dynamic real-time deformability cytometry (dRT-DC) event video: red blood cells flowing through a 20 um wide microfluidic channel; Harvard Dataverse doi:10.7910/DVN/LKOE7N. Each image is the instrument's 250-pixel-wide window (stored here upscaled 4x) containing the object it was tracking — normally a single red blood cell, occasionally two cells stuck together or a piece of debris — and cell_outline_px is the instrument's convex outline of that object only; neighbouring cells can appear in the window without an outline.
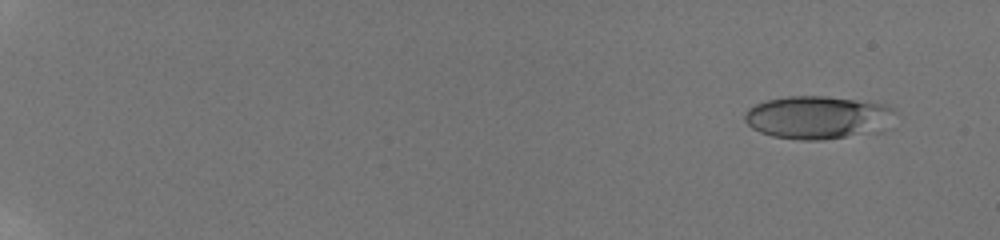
{"species": "human", "species_latin": "Homo sapiens", "temperature_condition": "room temperature", "stored_images_in_passage": 12, "camera_frame_rate_fps": 3000, "um_per_image_px": 0.085, "donor": {"sex": "male"}, "frame": {"image": 1, "passage_image": 2, "time_ms": 0.667, "image_size_px": [1000, 240], "cell_outline_px": [[896, 108], [884, 132], [824, 140], [800, 140], [772, 136], [760, 132], [752, 128], [744, 120], [744, 116], [748, 108], [764, 100], [788, 96], [824, 96], [856, 100], [884, 104]], "centroid_in_image_um": [69.53, 9.99], "position_along_channel_um": 15.5, "area_um2": 38.15}}
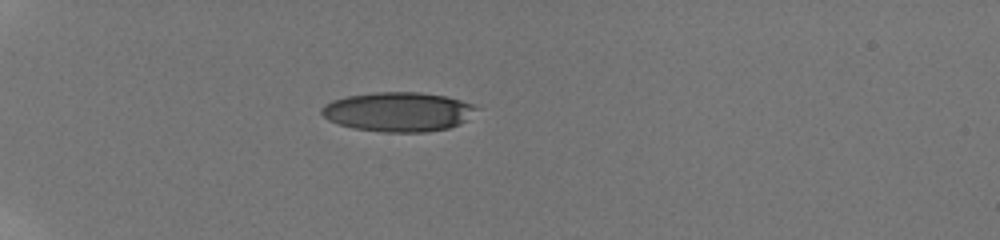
{"frame": {"image": 2, "passage_image": 8, "time_ms": 5.667, "image_size_px": [1000, 240], "cell_outline_px": [[480, 108], [468, 120], [460, 124], [448, 128], [424, 132], [384, 132], [356, 128], [340, 124], [328, 120], [320, 112], [320, 108], [324, 104], [332, 100], [348, 96], [376, 92], [420, 92], [444, 96], [460, 100], [472, 104]], "centroid_in_image_um": [33.87, 9.5], "position_along_channel_um": 51.1, "area_um2": 35.55}}
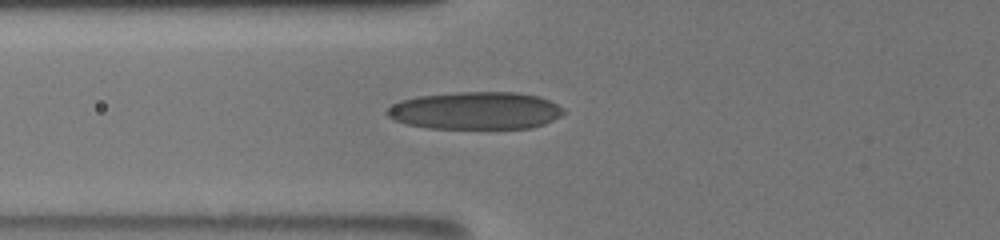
{"frame": {"image": 3, "passage_image": 11, "time_ms": 7.667, "image_size_px": [1000, 240], "cell_outline_px": [[564, 112], [560, 116], [544, 124], [532, 128], [428, 128], [408, 124], [396, 120], [388, 116], [384, 112], [392, 104], [400, 100], [420, 96], [456, 92], [516, 92], [536, 96], [548, 100], [564, 108]], "centroid_in_image_um": [40.41, 9.4], "position_along_channel_um": 85.4, "area_um2": 38.44}}